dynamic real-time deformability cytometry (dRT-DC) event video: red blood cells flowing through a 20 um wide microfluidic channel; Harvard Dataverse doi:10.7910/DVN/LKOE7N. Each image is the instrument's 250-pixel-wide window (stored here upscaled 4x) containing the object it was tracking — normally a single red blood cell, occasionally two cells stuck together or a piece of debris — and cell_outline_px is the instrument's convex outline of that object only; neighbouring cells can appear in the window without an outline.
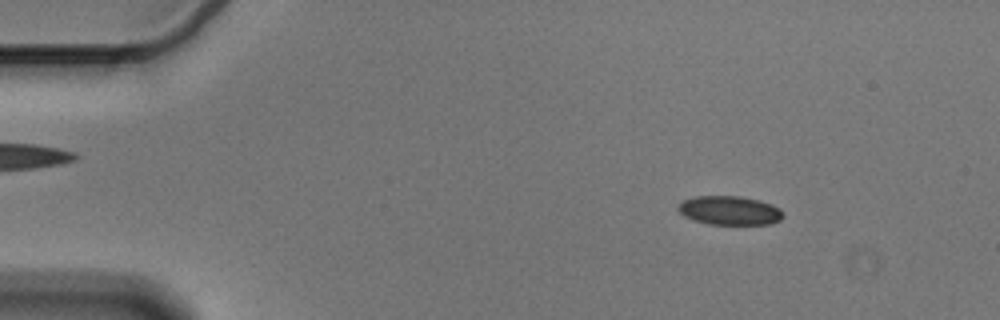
{"species": "Egyptian fruit bat (a non-hibernating species)", "species_latin": "Rousettus aegyptiacus", "temperature_condition": "cold", "stored_images_in_passage": 52, "camera_frame_rate_fps": 3000, "um_per_image_px": 0.085, "animal": {"sex": "male"}, "frame": {"image": 1, "passage_image": 4, "time_ms": 1.0, "image_size_px": [1000, 320], "cell_outline_px": [[784, 216], [780, 220], [772, 224], [708, 224], [692, 220], [684, 216], [676, 208], [684, 200], [696, 196], [740, 196], [760, 200], [772, 204], [780, 208]], "centroid_in_image_um": [62.03, 17.89], "position_along_channel_um": 23.0, "area_um2": 17.8}}
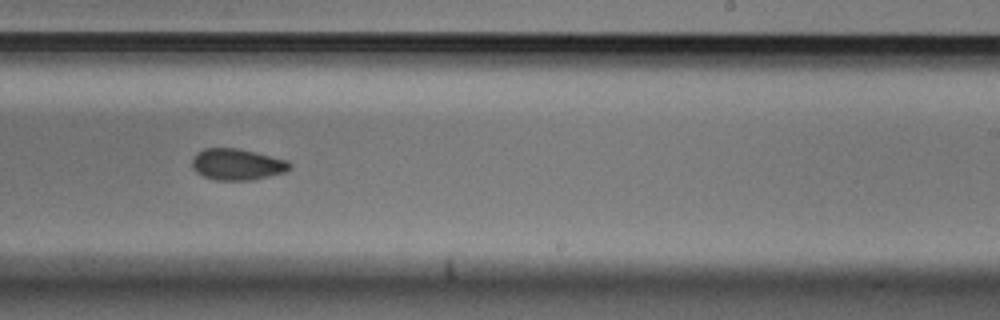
{"frame": {"image": 2, "passage_image": 31, "time_ms": 10.0, "image_size_px": [1000, 320], "cell_outline_px": [[292, 168], [284, 172], [252, 180], [216, 180], [204, 176], [196, 172], [192, 168], [192, 160], [196, 152], [204, 148], [236, 148], [256, 152], [288, 160], [292, 164]], "centroid_in_image_um": [20.16, 13.96], "position_along_channel_um": 268.8, "area_um2": 17.92}}
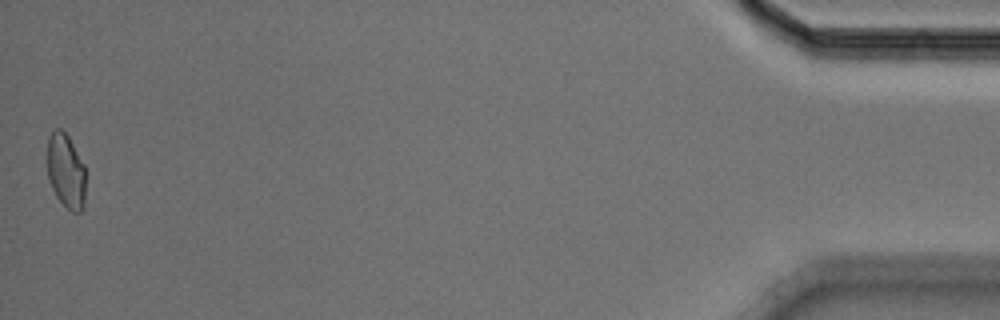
{"frame": {"image": 3, "passage_image": 52, "time_ms": 17.0, "image_size_px": [1000, 320], "cell_outline_px": [[84, 208], [80, 212], [72, 212], [56, 196], [48, 180], [48, 136], [56, 128], [60, 128], [68, 136], [84, 164]], "centroid_in_image_um": [5.6, 14.53], "position_along_channel_um": 429.6, "area_um2": 16.47}, "authors_computed_cell_mechanics": {"area_um2": 18.0625, "velocity_mm_per_s": 3.5867, "shape_relaxation_time_tau1_ms": null, "shape_relaxation_time_tau2_ms": 5.8313, "deformation_change_tau1": null, "deformation_change_tau2": 0.0874}}